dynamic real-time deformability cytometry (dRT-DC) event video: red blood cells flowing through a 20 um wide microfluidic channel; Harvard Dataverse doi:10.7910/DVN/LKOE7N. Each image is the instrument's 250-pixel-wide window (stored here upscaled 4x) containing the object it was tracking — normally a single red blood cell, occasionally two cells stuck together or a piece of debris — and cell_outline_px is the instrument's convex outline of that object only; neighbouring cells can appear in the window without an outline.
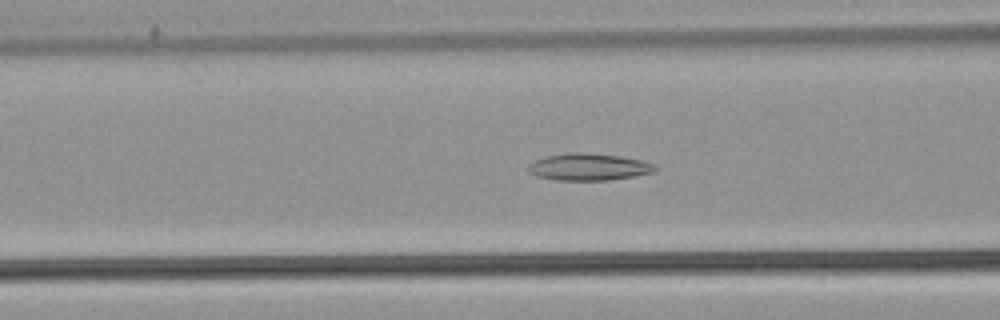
{"species": "common noctule bat (a hibernating species)", "species_latin": "Nyctalus noctula", "temperature_condition": "warm", "stored_images_in_passage": 18, "camera_frame_rate_fps": 3000, "um_per_image_px": 0.085, "animal": {"sex": "male", "body_mass_g": 21.5, "forearm_length_mm": 52.0}, "frame": {"image": 1, "passage_image": 6, "time_ms": 1.667, "image_size_px": [1000, 320], "cell_outline_px": [[656, 172], [636, 176], [612, 180], [556, 180], [536, 176], [528, 172], [528, 164], [536, 160], [548, 156], [568, 152], [580, 152], [620, 156], [640, 160], [652, 164], [656, 168]], "centroid_in_image_um": [50.03, 14.2], "position_along_channel_um": 116.6, "area_um2": 19.94}}
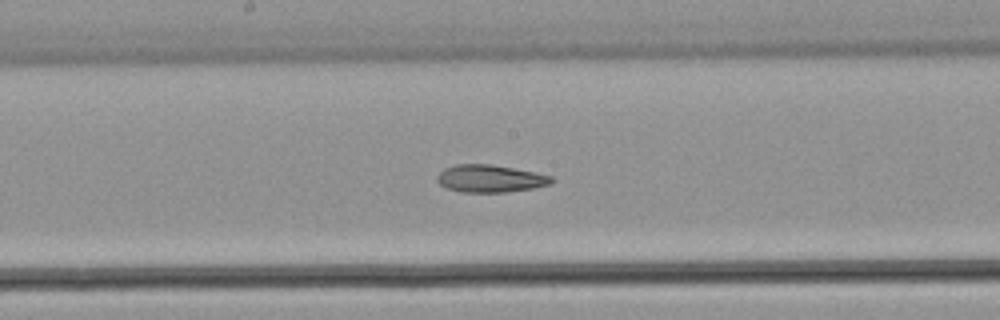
{"frame": {"image": 2, "passage_image": 13, "time_ms": 4.0, "image_size_px": [1000, 320], "cell_outline_px": [[556, 180], [552, 184], [532, 188], [504, 192], [460, 192], [448, 188], [440, 184], [436, 180], [436, 176], [444, 168], [456, 164], [492, 164], [536, 172], [552, 176]], "centroid_in_image_um": [41.68, 15.17], "position_along_channel_um": 206.5, "area_um2": 18.44}}
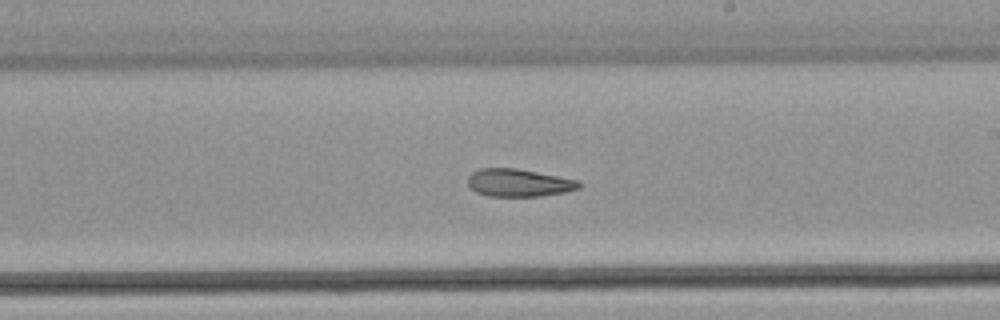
{"frame": {"image": 3, "passage_image": 16, "time_ms": 5.0, "image_size_px": [1000, 320], "cell_outline_px": [[580, 188], [564, 192], [540, 196], [488, 196], [476, 192], [468, 184], [468, 176], [472, 172], [480, 168], [516, 168], [580, 180]], "centroid_in_image_um": [44.09, 15.53], "position_along_channel_um": 244.9, "area_um2": 17.92}}